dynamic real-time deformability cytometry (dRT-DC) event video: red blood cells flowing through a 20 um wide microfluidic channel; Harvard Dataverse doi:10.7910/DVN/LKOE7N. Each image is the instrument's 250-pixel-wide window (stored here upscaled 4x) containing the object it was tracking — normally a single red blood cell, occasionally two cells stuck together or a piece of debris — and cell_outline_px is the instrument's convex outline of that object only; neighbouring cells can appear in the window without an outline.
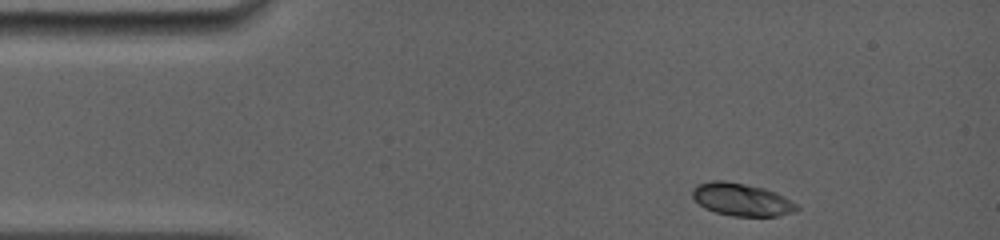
{"species": "common noctule bat (a hibernating species)", "species_latin": "Nyctalus noctula", "temperature_condition": "room temperature", "stored_images_in_passage": 42, "camera_frame_rate_fps": 5000, "um_per_image_px": 0.085, "animal": {"sex": "female", "body_mass_g": 19.0, "forearm_length_mm": 56.7}, "frame": {"image": 1, "passage_image": 1, "time_ms": 0.0, "image_size_px": [1000, 240], "cell_outline_px": [[800, 208], [796, 212], [780, 216], [732, 216], [716, 212], [704, 208], [692, 196], [692, 188], [696, 184], [712, 180], [724, 180], [764, 188], [776, 192], [784, 196], [796, 204]], "centroid_in_image_um": [63.04, 16.96], "position_along_channel_um": 22.0, "area_um2": 20.0}}
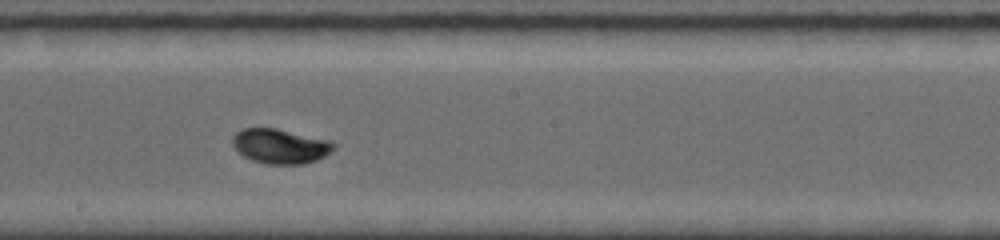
{"frame": {"image": 2, "passage_image": 23, "time_ms": 6.8, "image_size_px": [1000, 240], "cell_outline_px": [[336, 148], [332, 152], [316, 160], [304, 164], [268, 164], [252, 160], [244, 156], [232, 144], [232, 136], [236, 132], [244, 128], [276, 128], [332, 140], [336, 144]], "centroid_in_image_um": [23.87, 12.41], "position_along_channel_um": 224.3, "area_um2": 20.63}}
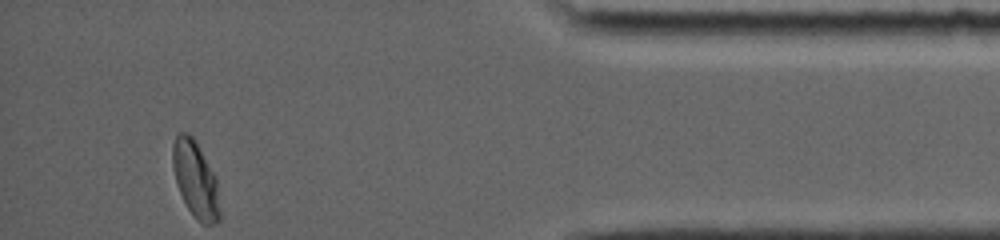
{"frame": {"image": 3, "passage_image": 42, "time_ms": 12.6, "image_size_px": [1000, 240], "cell_outline_px": [[220, 220], [216, 224], [200, 224], [196, 220], [188, 208], [176, 184], [172, 164], [172, 144], [176, 136], [180, 132], [188, 132], [196, 140], [216, 176], [220, 212]], "centroid_in_image_um": [16.62, 15.25], "position_along_channel_um": 418.6, "area_um2": 21.27}, "authors_computed_cell_mechanics": {"area_um2": 19.9121, "velocity_mm_per_s": 3.9429, "shape_relaxation_time_tau1_ms": 2.9243, "shape_relaxation_time_tau2_ms": null, "deformation_change_tau1": 0.148, "deformation_change_tau2": null}}